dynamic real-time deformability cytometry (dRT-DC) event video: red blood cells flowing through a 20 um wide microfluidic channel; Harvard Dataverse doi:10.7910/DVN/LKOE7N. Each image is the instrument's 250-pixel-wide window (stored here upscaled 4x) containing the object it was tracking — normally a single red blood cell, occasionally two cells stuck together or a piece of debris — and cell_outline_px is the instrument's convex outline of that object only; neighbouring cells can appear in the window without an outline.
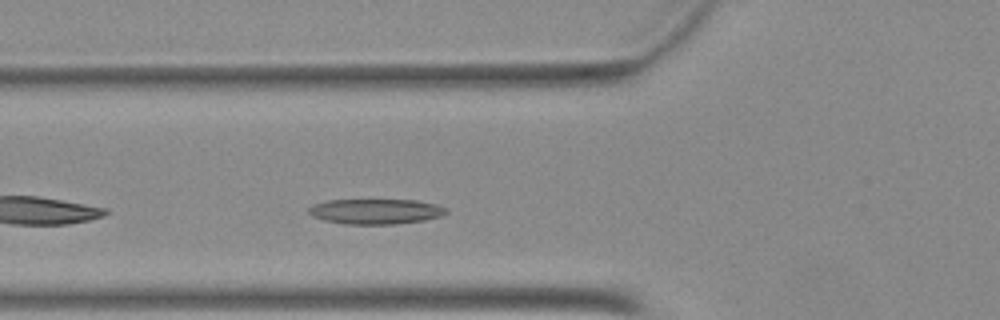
{"species": "Egyptian fruit bat (a non-hibernating species)", "species_latin": "Rousettus aegyptiacus", "temperature_condition": "warm", "stored_images_in_passage": 27, "camera_frame_rate_fps": 3000, "um_per_image_px": 0.085, "animal": {"sex": "female"}, "frame": {"image": 1, "passage_image": 5, "time_ms": 1.333, "image_size_px": [1000, 320], "cell_outline_px": [[448, 212], [440, 216], [424, 220], [396, 224], [344, 224], [324, 220], [312, 216], [308, 212], [308, 208], [312, 204], [328, 200], [416, 200], [436, 204], [448, 208]], "centroid_in_image_um": [31.93, 17.97], "position_along_channel_um": 93.9, "area_um2": 20.29}}
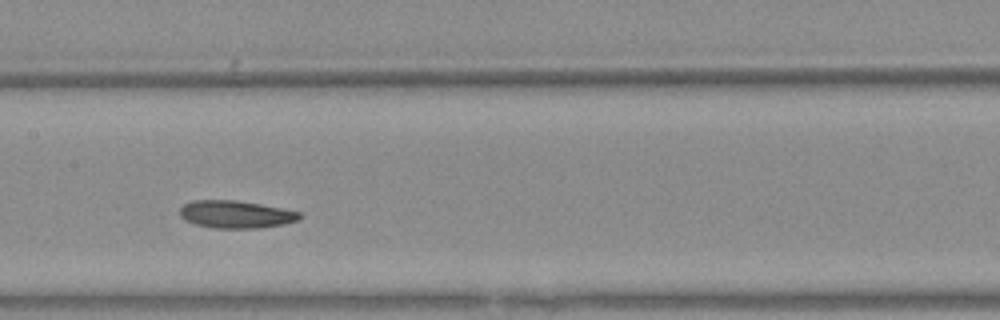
{"frame": {"image": 2, "passage_image": 12, "time_ms": 3.667, "image_size_px": [1000, 320], "cell_outline_px": [[300, 216], [296, 220], [284, 224], [260, 228], [212, 228], [196, 224], [184, 220], [180, 216], [180, 208], [184, 204], [192, 200], [232, 200], [260, 204], [284, 208], [300, 212]], "centroid_in_image_um": [20.01, 18.22], "position_along_channel_um": 187.4, "area_um2": 19.19}}
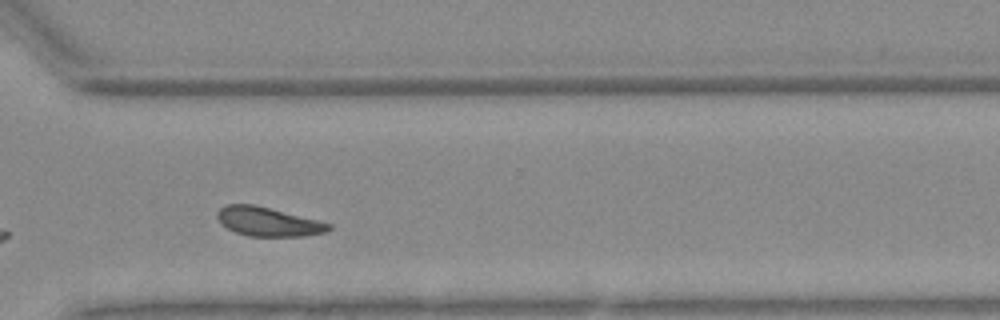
{"frame": {"image": 3, "passage_image": 24, "time_ms": 7.667, "image_size_px": [1000, 320], "cell_outline_px": [[332, 228], [324, 232], [304, 236], [248, 236], [236, 232], [220, 224], [216, 216], [216, 212], [224, 204], [252, 204], [320, 220], [332, 224]], "centroid_in_image_um": [22.77, 18.84], "position_along_channel_um": 347.8, "area_um2": 18.9}}